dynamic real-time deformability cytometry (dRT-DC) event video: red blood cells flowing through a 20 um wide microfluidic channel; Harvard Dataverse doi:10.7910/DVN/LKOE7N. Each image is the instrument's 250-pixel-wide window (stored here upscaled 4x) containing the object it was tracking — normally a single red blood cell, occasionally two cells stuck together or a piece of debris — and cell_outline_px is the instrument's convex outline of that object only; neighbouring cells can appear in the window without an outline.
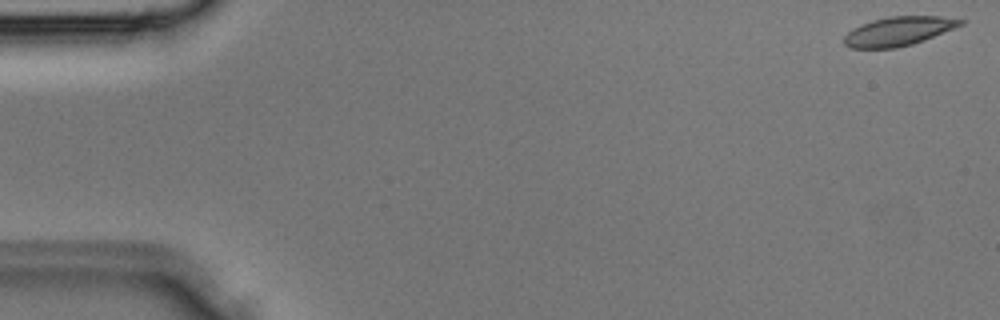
{"species": "Egyptian fruit bat (a non-hibernating species)", "species_latin": "Rousettus aegyptiacus", "temperature_condition": "room temperature", "stored_images_in_passage": 35, "camera_frame_rate_fps": 3000, "um_per_image_px": 0.085, "animal": {"sex": "male"}, "frame": {"image": 1, "passage_image": 1, "time_ms": 0.0, "image_size_px": [1000, 320], "cell_outline_px": [[964, 24], [924, 40], [912, 44], [896, 48], [848, 48], [844, 44], [844, 36], [852, 28], [860, 24], [872, 20], [888, 16], [940, 16], [964, 20]], "centroid_in_image_um": [76.34, 2.65], "position_along_channel_um": 8.7, "area_um2": 19.71}}
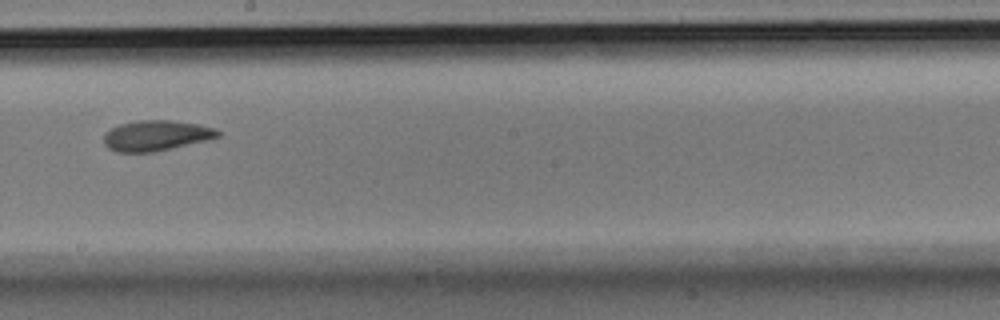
{"frame": {"image": 2, "passage_image": 20, "time_ms": 6.333, "image_size_px": [1000, 320], "cell_outline_px": [[220, 136], [208, 140], [156, 152], [116, 152], [108, 148], [104, 144], [104, 132], [120, 124], [140, 120], [168, 120], [196, 124], [216, 128], [220, 132]], "centroid_in_image_um": [13.27, 11.53], "position_along_channel_um": 234.9, "area_um2": 20.29}}
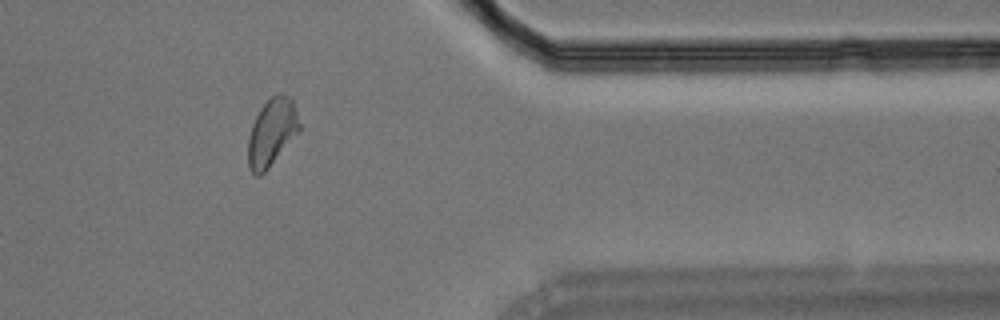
{"frame": {"image": 3, "passage_image": 29, "time_ms": 9.333, "image_size_px": [1000, 320], "cell_outline_px": [[300, 132], [268, 168], [260, 176], [256, 176], [248, 168], [248, 136], [252, 124], [260, 108], [276, 92], [284, 92], [292, 100], [300, 124]], "centroid_in_image_um": [23.1, 11.24], "position_along_channel_um": 388.3, "area_um2": 20.29}}